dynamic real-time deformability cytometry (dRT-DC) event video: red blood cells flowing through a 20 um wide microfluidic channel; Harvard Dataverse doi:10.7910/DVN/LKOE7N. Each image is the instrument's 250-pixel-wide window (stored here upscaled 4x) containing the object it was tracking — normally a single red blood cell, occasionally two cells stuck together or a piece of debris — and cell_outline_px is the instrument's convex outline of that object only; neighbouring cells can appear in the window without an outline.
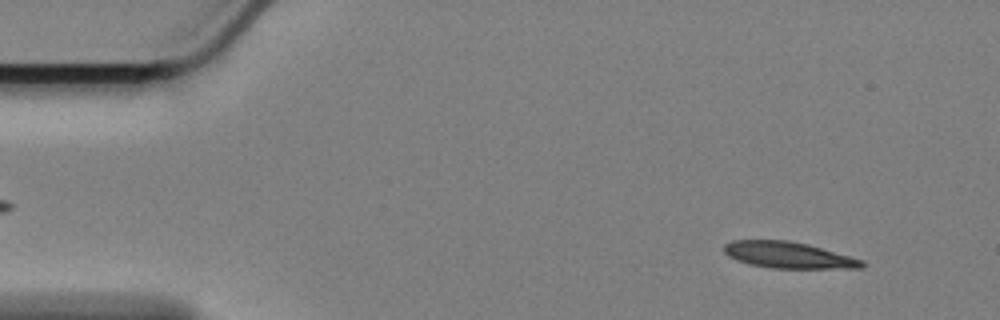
{"species": "Egyptian fruit bat (a non-hibernating species)", "species_latin": "Rousettus aegyptiacus", "temperature_condition": "cold", "stored_images_in_passage": 24, "camera_frame_rate_fps": 3000, "um_per_image_px": 0.085, "animal": {"sex": "female"}, "frame": {"image": 1, "passage_image": 4, "time_ms": 1.0, "image_size_px": [1000, 320], "cell_outline_px": [[868, 264], [864, 268], [772, 268], [748, 264], [736, 260], [728, 256], [724, 252], [724, 244], [732, 240], [788, 240], [808, 244], [864, 260]], "centroid_in_image_um": [67.03, 21.68], "position_along_channel_um": 18.0, "area_um2": 21.33}}
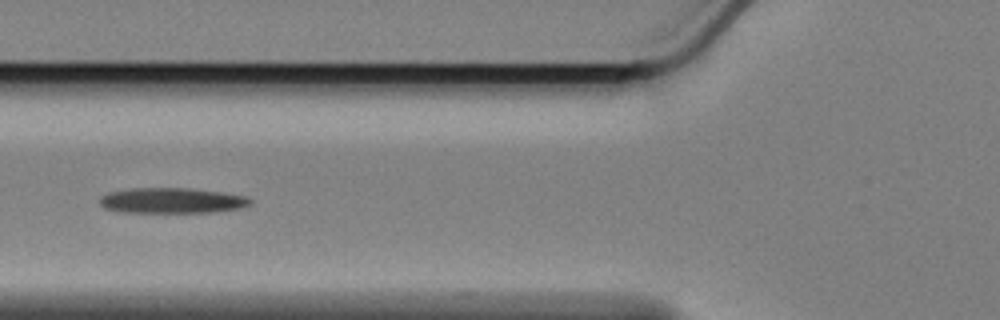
{"frame": {"image": 2, "passage_image": 20, "time_ms": 6.333, "image_size_px": [1000, 320], "cell_outline_px": [[252, 204], [240, 208], [212, 212], [120, 212], [104, 208], [100, 204], [100, 196], [108, 192], [132, 188], [192, 188], [224, 192], [244, 196], [252, 200]], "centroid_in_image_um": [14.6, 17.04], "position_along_channel_um": 111.2, "area_um2": 22.43}}
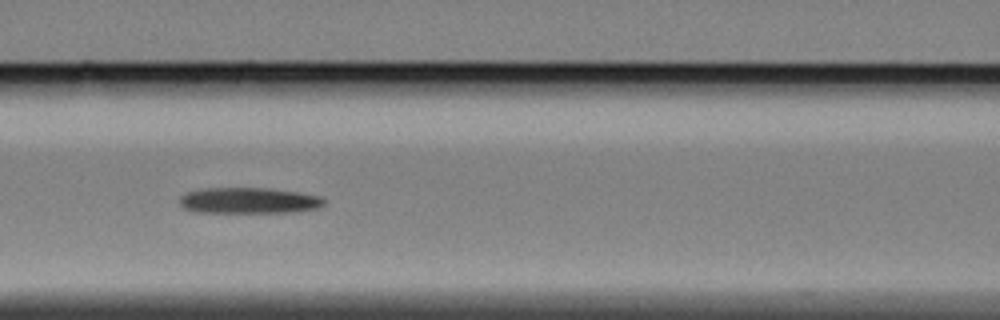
{"frame": {"image": 3, "passage_image": 23, "time_ms": 7.333, "image_size_px": [1000, 320], "cell_outline_px": [[328, 200], [320, 208], [292, 212], [196, 212], [184, 208], [180, 204], [180, 196], [184, 192], [200, 188], [268, 188], [296, 192], [320, 196]], "centroid_in_image_um": [21.14, 17.04], "position_along_channel_um": 145.5, "area_um2": 22.02}}